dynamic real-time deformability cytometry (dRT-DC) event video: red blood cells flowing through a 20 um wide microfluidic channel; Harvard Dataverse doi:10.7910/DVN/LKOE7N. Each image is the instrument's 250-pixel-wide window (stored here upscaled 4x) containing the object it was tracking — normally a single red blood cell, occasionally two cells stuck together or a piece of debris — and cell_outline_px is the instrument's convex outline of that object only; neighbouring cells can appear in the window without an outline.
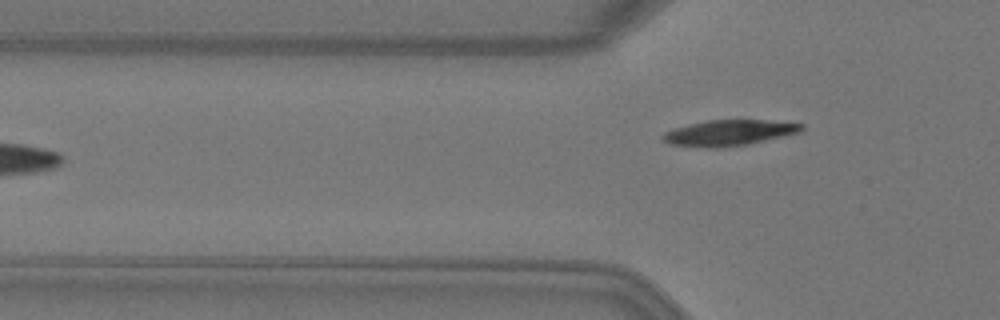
{"species": "Egyptian fruit bat (a non-hibernating species)", "species_latin": "Rousettus aegyptiacus", "temperature_condition": "warm", "stored_images_in_passage": 8, "camera_frame_rate_fps": 3000, "um_per_image_px": 0.085, "animal": {"sex": "female"}, "frame": {"image": 1, "passage_image": 5, "time_ms": 1.333, "image_size_px": [1000, 320], "cell_outline_px": [[804, 128], [800, 132], [784, 136], [748, 144], [720, 148], [708, 148], [672, 144], [664, 140], [660, 136], [664, 132], [688, 124], [708, 120], [768, 120], [804, 124]], "centroid_in_image_um": [61.98, 11.29], "position_along_channel_um": 63.8, "area_um2": 20.75}}
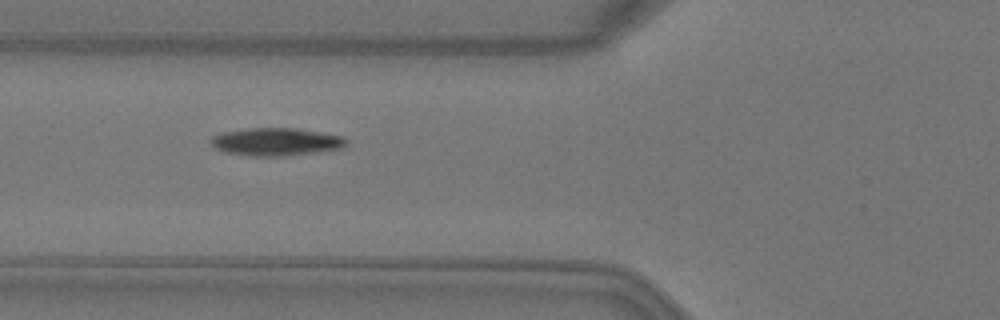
{"frame": {"image": 2, "passage_image": 6, "time_ms": 1.667, "image_size_px": [1000, 320], "cell_outline_px": [[348, 144], [340, 148], [288, 156], [248, 156], [228, 152], [216, 148], [212, 144], [212, 136], [224, 132], [248, 128], [296, 128], [344, 136], [348, 140]], "centroid_in_image_um": [23.51, 12.05], "position_along_channel_um": 102.3, "area_um2": 21.79}}